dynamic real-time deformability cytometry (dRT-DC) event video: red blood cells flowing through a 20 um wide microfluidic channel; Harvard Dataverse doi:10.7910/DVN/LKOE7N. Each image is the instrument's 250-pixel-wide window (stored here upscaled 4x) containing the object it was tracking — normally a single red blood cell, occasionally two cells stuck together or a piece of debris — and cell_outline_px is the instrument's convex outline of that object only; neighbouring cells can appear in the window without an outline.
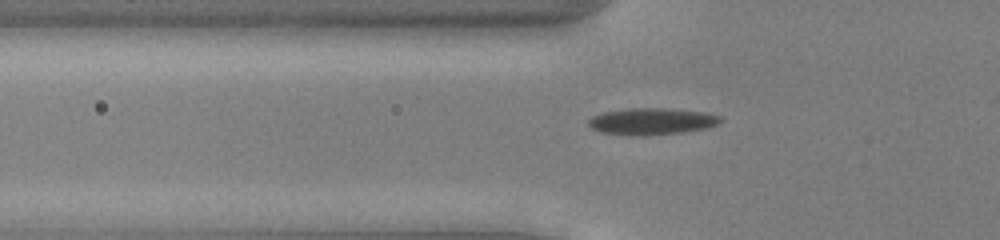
{"species": "common noctule bat (a hibernating species)", "species_latin": "Nyctalus noctula", "temperature_condition": "cold", "stored_images_in_passage": 36, "camera_frame_rate_fps": 3000, "um_per_image_px": 0.085, "animal": {"sex": "male", "body_mass_g": 13.0, "forearm_length_mm": 53.1}, "frame": {"image": 1, "passage_image": 2, "time_ms": 0.333, "image_size_px": [1000, 240], "cell_outline_px": [[724, 120], [708, 128], [680, 132], [648, 136], [640, 136], [604, 132], [592, 128], [588, 124], [588, 120], [592, 116], [604, 112], [628, 108], [664, 108], [704, 112], [720, 116]], "centroid_in_image_um": [55.42, 10.31], "position_along_channel_um": 70.4, "area_um2": 20.4}}
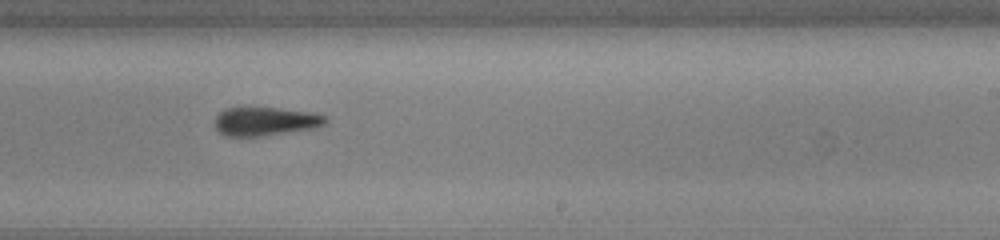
{"frame": {"image": 2, "passage_image": 17, "time_ms": 5.333, "image_size_px": [1000, 240], "cell_outline_px": [[328, 120], [324, 124], [316, 128], [260, 136], [224, 136], [216, 128], [216, 116], [224, 108], [276, 108], [308, 112], [324, 116]], "centroid_in_image_um": [22.54, 10.32], "position_along_channel_um": 266.5, "area_um2": 18.15}}
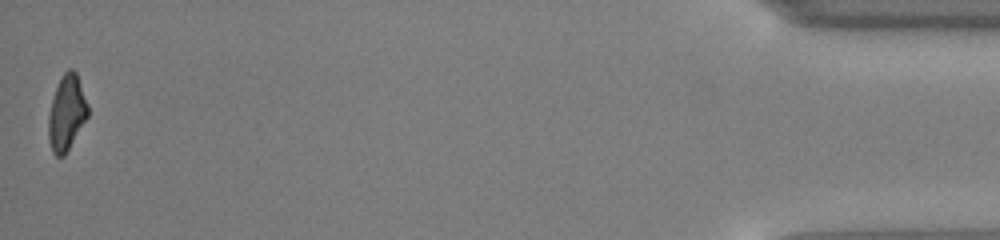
{"frame": {"image": 3, "passage_image": 36, "time_ms": 11.667, "image_size_px": [1000, 240], "cell_outline_px": [[88, 116], [64, 156], [56, 156], [52, 152], [48, 136], [48, 116], [52, 100], [60, 76], [68, 68], [72, 68], [76, 72], [88, 104]], "centroid_in_image_um": [5.66, 9.57], "position_along_channel_um": 429.5, "area_um2": 17.22}, "authors_computed_cell_mechanics": {"area_um2": 18.7561, "velocity_mm_per_s": 3.9452, "shape_relaxation_time_tau1_ms": 2.8022, "shape_relaxation_time_tau2_ms": null, "deformation_change_tau1": 0.1087, "deformation_change_tau2": null}}